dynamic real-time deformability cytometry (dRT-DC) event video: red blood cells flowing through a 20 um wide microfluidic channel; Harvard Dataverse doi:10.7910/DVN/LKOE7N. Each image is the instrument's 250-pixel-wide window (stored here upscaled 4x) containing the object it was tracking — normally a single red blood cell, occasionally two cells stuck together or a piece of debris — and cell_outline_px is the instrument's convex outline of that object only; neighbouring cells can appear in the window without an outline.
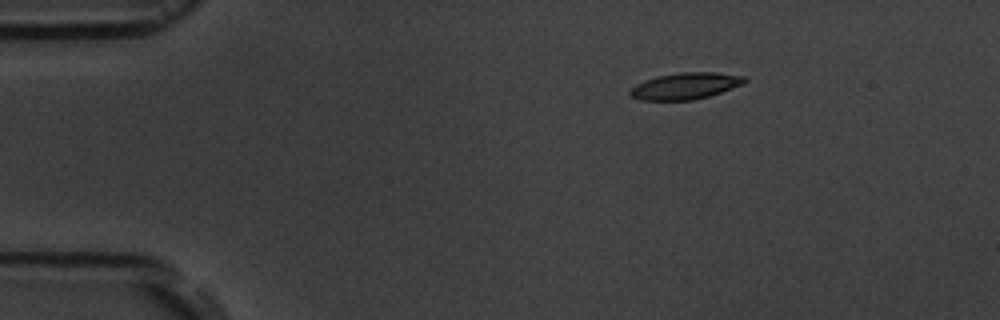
{"species": "common noctule bat (a hibernating species)", "species_latin": "Nyctalus noctula", "temperature_condition": "room temperature", "stored_images_in_passage": 2, "camera_frame_rate_fps": 3000, "um_per_image_px": 0.085, "animal": {"sex": "male", "body_mass_g": 19.5, "forearm_length_mm": 54.6}, "frame": {"image": 1, "passage_image": 1, "time_ms": 0.0, "image_size_px": [1000, 320], "cell_outline_px": [[748, 80], [744, 84], [708, 96], [692, 100], [640, 100], [632, 96], [628, 92], [636, 84], [644, 80], [660, 76], [680, 72], [716, 72], [748, 76]], "centroid_in_image_um": [58.3, 7.3], "position_along_channel_um": 26.7, "area_um2": 17.69}}